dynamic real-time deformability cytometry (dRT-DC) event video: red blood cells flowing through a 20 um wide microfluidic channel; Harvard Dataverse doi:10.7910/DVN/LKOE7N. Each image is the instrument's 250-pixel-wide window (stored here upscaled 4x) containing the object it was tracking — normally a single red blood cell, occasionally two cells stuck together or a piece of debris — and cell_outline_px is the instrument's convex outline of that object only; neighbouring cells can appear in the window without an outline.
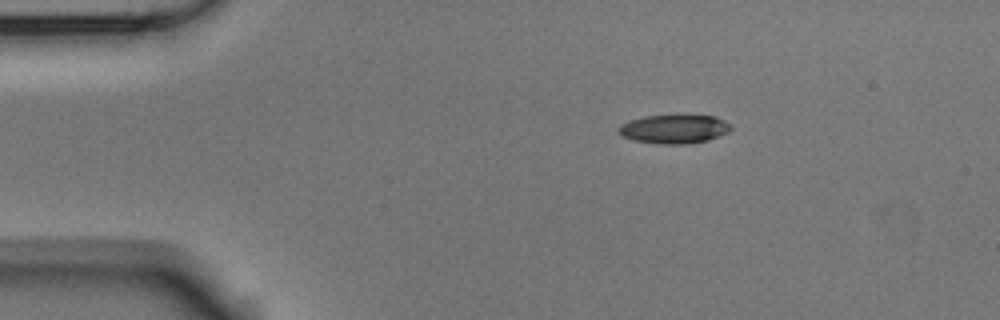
{"species": "Egyptian fruit bat (a non-hibernating species)", "species_latin": "Rousettus aegyptiacus", "temperature_condition": "room temperature", "stored_images_in_passage": 9, "camera_frame_rate_fps": 3000, "um_per_image_px": 0.085, "animal": {"sex": "male"}, "frame": {"image": 1, "passage_image": 1, "time_ms": 0.0, "image_size_px": [1000, 320], "cell_outline_px": [[732, 128], [728, 132], [708, 140], [688, 144], [656, 144], [636, 140], [620, 136], [616, 128], [620, 124], [644, 116], [716, 116], [732, 124]], "centroid_in_image_um": [57.3, 10.98], "position_along_channel_um": 27.7, "area_um2": 18.84}}
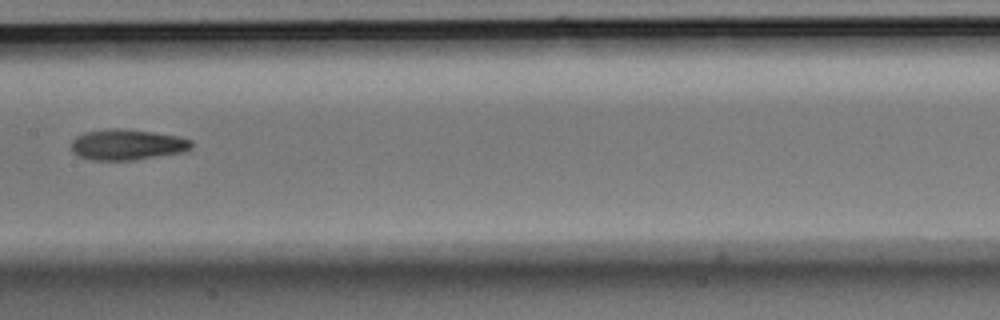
{"frame": {"image": 2, "passage_image": 6, "time_ms": 1.667, "image_size_px": [1000, 320], "cell_outline_px": [[192, 148], [184, 152], [136, 160], [92, 160], [80, 156], [72, 152], [72, 140], [76, 136], [84, 132], [108, 128], [120, 128], [152, 132], [176, 136], [192, 140]], "centroid_in_image_um": [10.81, 12.29], "position_along_channel_um": 196.6, "area_um2": 21.62}}
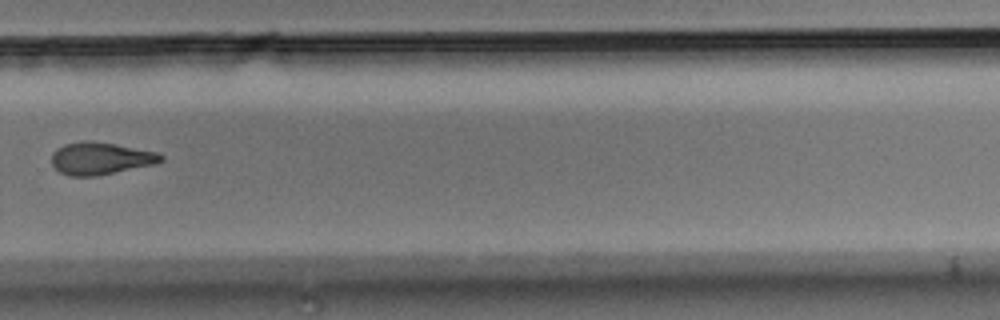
{"frame": {"image": 3, "passage_image": 9, "time_ms": 2.667, "image_size_px": [1000, 320], "cell_outline_px": [[164, 160], [156, 164], [96, 176], [68, 176], [60, 172], [52, 164], [52, 152], [56, 148], [64, 144], [80, 140], [92, 140], [160, 152], [164, 156]], "centroid_in_image_um": [8.56, 13.45], "position_along_channel_um": 321.2, "area_um2": 20.92}}